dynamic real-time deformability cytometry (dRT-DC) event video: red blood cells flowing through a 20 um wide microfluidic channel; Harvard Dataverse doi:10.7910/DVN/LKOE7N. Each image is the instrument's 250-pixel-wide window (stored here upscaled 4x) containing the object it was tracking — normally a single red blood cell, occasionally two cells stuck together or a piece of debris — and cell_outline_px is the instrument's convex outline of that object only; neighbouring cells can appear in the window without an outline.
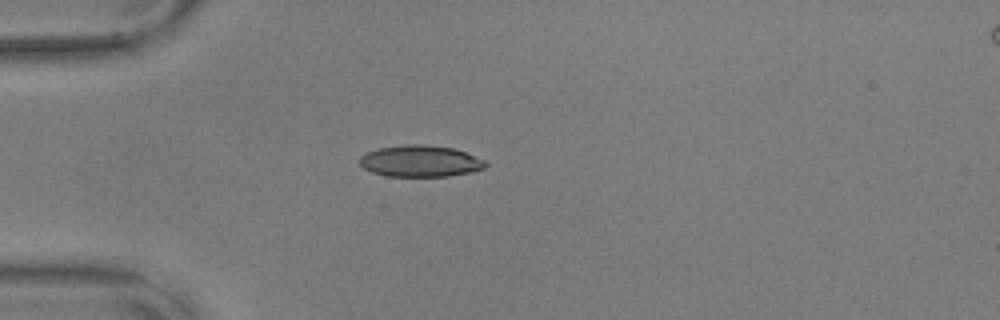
{"species": "common noctule bat (a hibernating species)", "species_latin": "Nyctalus noctula", "temperature_condition": "warm", "stored_images_in_passage": 41, "camera_frame_rate_fps": 3000, "um_per_image_px": 0.085, "animal": {"sex": "male", "body_mass_g": 17.9, "forearm_length_mm": 54.2}, "frame": {"image": 1, "passage_image": 1, "time_ms": 0.0, "image_size_px": [1000, 320], "cell_outline_px": [[488, 164], [484, 168], [472, 172], [448, 176], [388, 176], [372, 172], [364, 168], [360, 164], [360, 156], [368, 152], [380, 148], [404, 144], [424, 144], [452, 148], [464, 152], [484, 160]], "centroid_in_image_um": [35.73, 13.69], "position_along_channel_um": 49.3, "area_um2": 22.95}}
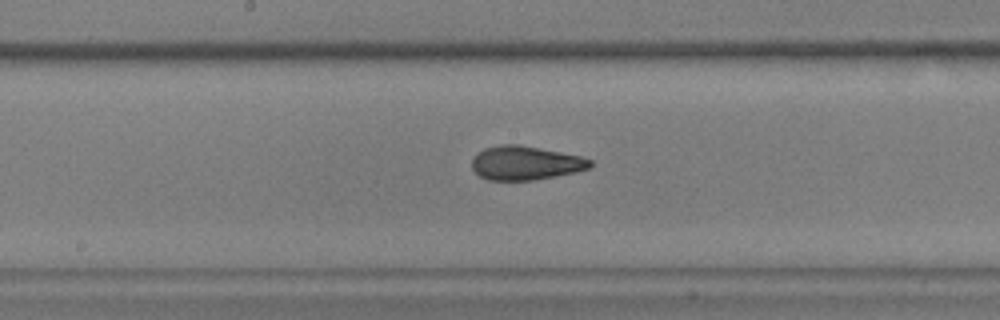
{"frame": {"image": 2, "passage_image": 15, "time_ms": 4.667, "image_size_px": [1000, 320], "cell_outline_px": [[592, 164], [588, 168], [576, 172], [556, 176], [532, 180], [488, 180], [480, 176], [472, 168], [472, 160], [484, 148], [500, 144], [516, 144], [560, 152], [580, 156], [592, 160]], "centroid_in_image_um": [44.66, 13.86], "position_along_channel_um": 203.5, "area_um2": 23.12}}
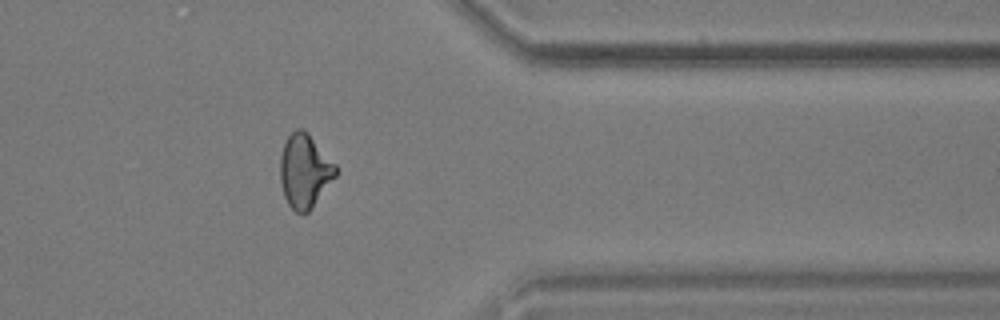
{"frame": {"image": 3, "passage_image": 31, "time_ms": 10.0, "image_size_px": [1000, 320], "cell_outline_px": [[336, 176], [312, 208], [308, 212], [296, 212], [288, 204], [284, 196], [280, 180], [280, 156], [284, 144], [288, 136], [296, 128], [304, 128], [308, 132], [336, 164]], "centroid_in_image_um": [25.89, 14.51], "position_along_channel_um": 385.5, "area_um2": 23.87}, "authors_computed_cell_mechanics": {"area_um2": 23.6402, "velocity_mm_per_s": 3.6223, "shape_relaxation_time_tau1_ms": 4.0642, "shape_relaxation_time_tau2_ms": 1.5856, "deformation_change_tau1": 0.1601, "deformation_change_tau2": 0.0765}}